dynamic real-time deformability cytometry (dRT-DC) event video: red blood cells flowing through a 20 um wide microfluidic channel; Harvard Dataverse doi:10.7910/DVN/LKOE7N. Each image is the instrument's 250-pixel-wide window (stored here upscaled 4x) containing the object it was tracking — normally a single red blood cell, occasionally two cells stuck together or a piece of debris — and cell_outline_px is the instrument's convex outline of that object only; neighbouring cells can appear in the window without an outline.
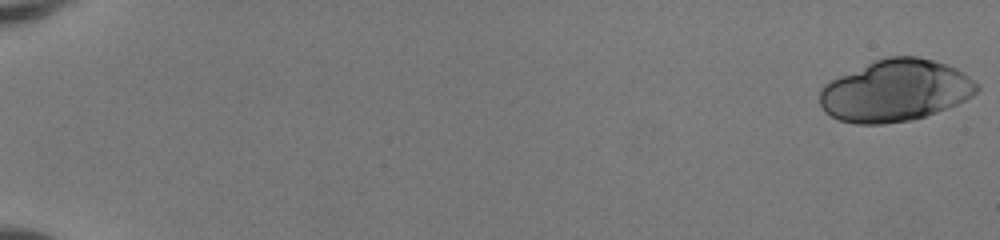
{"species": "human", "species_latin": "Homo sapiens", "temperature_condition": "room temperature", "stored_images_in_passage": 14, "camera_frame_rate_fps": 3000, "um_per_image_px": 0.085, "donor": {"sex": "female"}, "frame": {"image": 1, "passage_image": 1, "time_ms": 0.0, "image_size_px": [1000, 240], "cell_outline_px": [[980, 88], [972, 96], [956, 104], [936, 112], [912, 120], [884, 124], [856, 124], [840, 120], [824, 112], [820, 104], [820, 88], [824, 84], [840, 76], [876, 60], [888, 56], [916, 56], [932, 60], [956, 68], [964, 72], [980, 84]], "centroid_in_image_um": [76.12, 7.71], "position_along_channel_um": 8.9, "area_um2": 56.36}}